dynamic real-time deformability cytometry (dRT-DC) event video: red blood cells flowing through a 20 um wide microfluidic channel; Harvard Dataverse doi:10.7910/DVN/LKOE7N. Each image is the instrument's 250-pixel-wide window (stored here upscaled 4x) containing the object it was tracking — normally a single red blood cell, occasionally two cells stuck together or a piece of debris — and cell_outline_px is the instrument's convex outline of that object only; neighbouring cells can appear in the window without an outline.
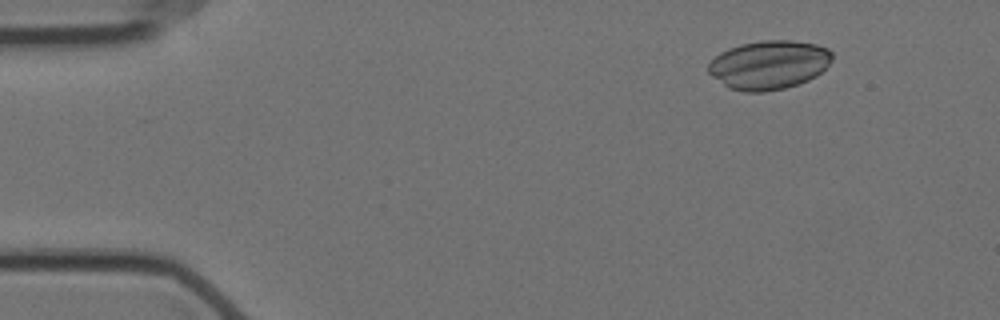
{"species": "Egyptian fruit bat (a non-hibernating species)", "species_latin": "Rousettus aegyptiacus", "temperature_condition": "cold", "stored_images_in_passage": 52, "camera_frame_rate_fps": 3000, "um_per_image_px": 0.085, "animal": {"sex": "female"}, "frame": {"image": 1, "passage_image": 1, "time_ms": 0.0, "image_size_px": [1000, 320], "cell_outline_px": [[832, 60], [816, 76], [808, 80], [784, 88], [764, 92], [744, 92], [728, 88], [712, 76], [708, 72], [708, 64], [720, 52], [740, 44], [760, 40], [792, 40], [816, 44], [828, 48], [832, 52]], "centroid_in_image_um": [65.35, 5.51], "position_along_channel_um": 19.7, "area_um2": 35.26}}
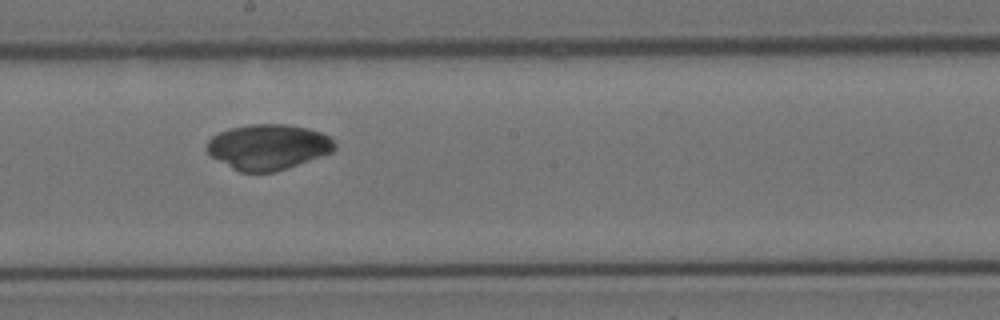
{"frame": {"image": 2, "passage_image": 26, "time_ms": 8.333, "image_size_px": [1000, 320], "cell_outline_px": [[336, 148], [332, 152], [276, 172], [240, 172], [232, 168], [212, 156], [208, 152], [208, 140], [212, 136], [220, 132], [232, 128], [252, 124], [288, 124], [308, 128], [332, 136], [336, 144]], "centroid_in_image_um": [22.84, 12.48], "position_along_channel_um": 225.4, "area_um2": 33.7}}
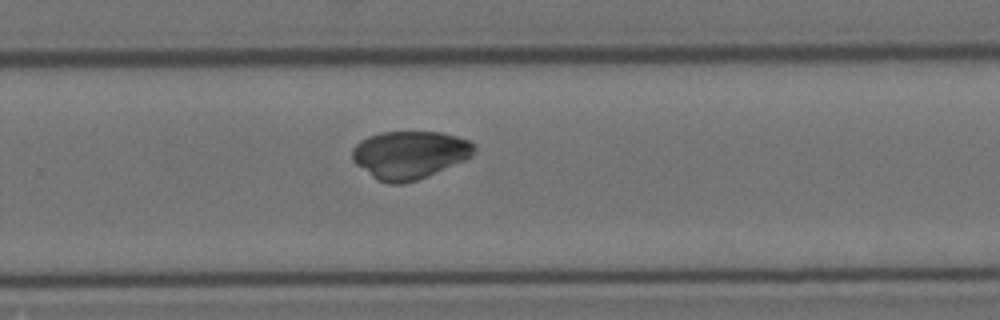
{"frame": {"image": 3, "passage_image": 32, "time_ms": 10.333, "image_size_px": [1000, 320], "cell_outline_px": [[476, 152], [472, 156], [464, 160], [416, 180], [404, 184], [388, 184], [376, 180], [356, 164], [352, 160], [352, 148], [360, 140], [368, 136], [380, 132], [440, 132], [456, 136], [468, 140], [476, 144]], "centroid_in_image_um": [34.8, 13.15], "position_along_channel_um": 295.0, "area_um2": 34.1}}